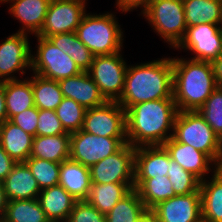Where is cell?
Returning <instances> with one entry per match:
<instances>
[{
    "label": "cell",
    "mask_w": 222,
    "mask_h": 222,
    "mask_svg": "<svg viewBox=\"0 0 222 222\" xmlns=\"http://www.w3.org/2000/svg\"><path fill=\"white\" fill-rule=\"evenodd\" d=\"M38 50L31 57L34 74L44 78L60 81L80 74L82 71L72 58L56 47L48 38L37 36Z\"/></svg>",
    "instance_id": "9"
},
{
    "label": "cell",
    "mask_w": 222,
    "mask_h": 222,
    "mask_svg": "<svg viewBox=\"0 0 222 222\" xmlns=\"http://www.w3.org/2000/svg\"><path fill=\"white\" fill-rule=\"evenodd\" d=\"M7 120L35 106L30 80L4 81Z\"/></svg>",
    "instance_id": "27"
},
{
    "label": "cell",
    "mask_w": 222,
    "mask_h": 222,
    "mask_svg": "<svg viewBox=\"0 0 222 222\" xmlns=\"http://www.w3.org/2000/svg\"><path fill=\"white\" fill-rule=\"evenodd\" d=\"M171 186L172 184L167 176L152 179H134V189L147 210H151L161 201L175 196Z\"/></svg>",
    "instance_id": "29"
},
{
    "label": "cell",
    "mask_w": 222,
    "mask_h": 222,
    "mask_svg": "<svg viewBox=\"0 0 222 222\" xmlns=\"http://www.w3.org/2000/svg\"><path fill=\"white\" fill-rule=\"evenodd\" d=\"M143 15L155 31L175 48L185 37L187 24L183 0H152Z\"/></svg>",
    "instance_id": "6"
},
{
    "label": "cell",
    "mask_w": 222,
    "mask_h": 222,
    "mask_svg": "<svg viewBox=\"0 0 222 222\" xmlns=\"http://www.w3.org/2000/svg\"><path fill=\"white\" fill-rule=\"evenodd\" d=\"M30 158L56 163L70 159V134L33 137Z\"/></svg>",
    "instance_id": "24"
},
{
    "label": "cell",
    "mask_w": 222,
    "mask_h": 222,
    "mask_svg": "<svg viewBox=\"0 0 222 222\" xmlns=\"http://www.w3.org/2000/svg\"><path fill=\"white\" fill-rule=\"evenodd\" d=\"M37 199L50 222H66L77 202L59 184L42 189Z\"/></svg>",
    "instance_id": "20"
},
{
    "label": "cell",
    "mask_w": 222,
    "mask_h": 222,
    "mask_svg": "<svg viewBox=\"0 0 222 222\" xmlns=\"http://www.w3.org/2000/svg\"><path fill=\"white\" fill-rule=\"evenodd\" d=\"M7 120L5 93H4V81L0 80V125Z\"/></svg>",
    "instance_id": "44"
},
{
    "label": "cell",
    "mask_w": 222,
    "mask_h": 222,
    "mask_svg": "<svg viewBox=\"0 0 222 222\" xmlns=\"http://www.w3.org/2000/svg\"><path fill=\"white\" fill-rule=\"evenodd\" d=\"M14 2L9 11L17 19L24 24L23 28L18 31L26 33L30 32L37 35L43 27L49 0H7ZM27 29V30H25Z\"/></svg>",
    "instance_id": "23"
},
{
    "label": "cell",
    "mask_w": 222,
    "mask_h": 222,
    "mask_svg": "<svg viewBox=\"0 0 222 222\" xmlns=\"http://www.w3.org/2000/svg\"><path fill=\"white\" fill-rule=\"evenodd\" d=\"M135 149L126 143L116 153L91 166L92 184L134 183Z\"/></svg>",
    "instance_id": "11"
},
{
    "label": "cell",
    "mask_w": 222,
    "mask_h": 222,
    "mask_svg": "<svg viewBox=\"0 0 222 222\" xmlns=\"http://www.w3.org/2000/svg\"><path fill=\"white\" fill-rule=\"evenodd\" d=\"M146 210L139 194L132 189L105 215L106 222H137Z\"/></svg>",
    "instance_id": "33"
},
{
    "label": "cell",
    "mask_w": 222,
    "mask_h": 222,
    "mask_svg": "<svg viewBox=\"0 0 222 222\" xmlns=\"http://www.w3.org/2000/svg\"><path fill=\"white\" fill-rule=\"evenodd\" d=\"M132 189L134 183L91 184L86 201L106 215Z\"/></svg>",
    "instance_id": "26"
},
{
    "label": "cell",
    "mask_w": 222,
    "mask_h": 222,
    "mask_svg": "<svg viewBox=\"0 0 222 222\" xmlns=\"http://www.w3.org/2000/svg\"><path fill=\"white\" fill-rule=\"evenodd\" d=\"M38 114L39 109L34 106L14 115L10 121L20 127L23 131L35 137L37 136Z\"/></svg>",
    "instance_id": "40"
},
{
    "label": "cell",
    "mask_w": 222,
    "mask_h": 222,
    "mask_svg": "<svg viewBox=\"0 0 222 222\" xmlns=\"http://www.w3.org/2000/svg\"><path fill=\"white\" fill-rule=\"evenodd\" d=\"M63 97L71 98L86 109L104 104L107 100L88 72L58 81Z\"/></svg>",
    "instance_id": "17"
},
{
    "label": "cell",
    "mask_w": 222,
    "mask_h": 222,
    "mask_svg": "<svg viewBox=\"0 0 222 222\" xmlns=\"http://www.w3.org/2000/svg\"><path fill=\"white\" fill-rule=\"evenodd\" d=\"M126 143L127 138L101 137L79 130L70 134V159L90 168Z\"/></svg>",
    "instance_id": "7"
},
{
    "label": "cell",
    "mask_w": 222,
    "mask_h": 222,
    "mask_svg": "<svg viewBox=\"0 0 222 222\" xmlns=\"http://www.w3.org/2000/svg\"><path fill=\"white\" fill-rule=\"evenodd\" d=\"M115 16L112 14H85L76 28V35L94 56L120 52L122 34Z\"/></svg>",
    "instance_id": "4"
},
{
    "label": "cell",
    "mask_w": 222,
    "mask_h": 222,
    "mask_svg": "<svg viewBox=\"0 0 222 222\" xmlns=\"http://www.w3.org/2000/svg\"><path fill=\"white\" fill-rule=\"evenodd\" d=\"M127 65L120 52L93 57L87 71L107 101H117L123 92Z\"/></svg>",
    "instance_id": "8"
},
{
    "label": "cell",
    "mask_w": 222,
    "mask_h": 222,
    "mask_svg": "<svg viewBox=\"0 0 222 222\" xmlns=\"http://www.w3.org/2000/svg\"><path fill=\"white\" fill-rule=\"evenodd\" d=\"M8 201L37 199L41 191L37 180L25 162L17 163L3 181Z\"/></svg>",
    "instance_id": "19"
},
{
    "label": "cell",
    "mask_w": 222,
    "mask_h": 222,
    "mask_svg": "<svg viewBox=\"0 0 222 222\" xmlns=\"http://www.w3.org/2000/svg\"><path fill=\"white\" fill-rule=\"evenodd\" d=\"M172 138L205 153L217 167L221 140L197 111H178Z\"/></svg>",
    "instance_id": "5"
},
{
    "label": "cell",
    "mask_w": 222,
    "mask_h": 222,
    "mask_svg": "<svg viewBox=\"0 0 222 222\" xmlns=\"http://www.w3.org/2000/svg\"><path fill=\"white\" fill-rule=\"evenodd\" d=\"M30 82L35 106L38 109L55 111L63 99L58 81L35 74Z\"/></svg>",
    "instance_id": "31"
},
{
    "label": "cell",
    "mask_w": 222,
    "mask_h": 222,
    "mask_svg": "<svg viewBox=\"0 0 222 222\" xmlns=\"http://www.w3.org/2000/svg\"><path fill=\"white\" fill-rule=\"evenodd\" d=\"M178 113L174 99H159L130 106L126 110V137L132 147L163 145L173 134ZM171 128V129H170Z\"/></svg>",
    "instance_id": "1"
},
{
    "label": "cell",
    "mask_w": 222,
    "mask_h": 222,
    "mask_svg": "<svg viewBox=\"0 0 222 222\" xmlns=\"http://www.w3.org/2000/svg\"><path fill=\"white\" fill-rule=\"evenodd\" d=\"M27 34L18 32L0 44V78H3L0 80H17L11 73L22 70L21 74H24V68L31 67L32 55Z\"/></svg>",
    "instance_id": "14"
},
{
    "label": "cell",
    "mask_w": 222,
    "mask_h": 222,
    "mask_svg": "<svg viewBox=\"0 0 222 222\" xmlns=\"http://www.w3.org/2000/svg\"><path fill=\"white\" fill-rule=\"evenodd\" d=\"M216 169L222 171V140H221V151H220L219 161H218Z\"/></svg>",
    "instance_id": "47"
},
{
    "label": "cell",
    "mask_w": 222,
    "mask_h": 222,
    "mask_svg": "<svg viewBox=\"0 0 222 222\" xmlns=\"http://www.w3.org/2000/svg\"><path fill=\"white\" fill-rule=\"evenodd\" d=\"M33 136L6 120L0 125V145L17 163L30 158Z\"/></svg>",
    "instance_id": "22"
},
{
    "label": "cell",
    "mask_w": 222,
    "mask_h": 222,
    "mask_svg": "<svg viewBox=\"0 0 222 222\" xmlns=\"http://www.w3.org/2000/svg\"><path fill=\"white\" fill-rule=\"evenodd\" d=\"M69 134L65 131L62 123L54 110L39 109L37 136H54Z\"/></svg>",
    "instance_id": "38"
},
{
    "label": "cell",
    "mask_w": 222,
    "mask_h": 222,
    "mask_svg": "<svg viewBox=\"0 0 222 222\" xmlns=\"http://www.w3.org/2000/svg\"><path fill=\"white\" fill-rule=\"evenodd\" d=\"M169 169L170 155L162 145L136 147L134 179L167 176Z\"/></svg>",
    "instance_id": "16"
},
{
    "label": "cell",
    "mask_w": 222,
    "mask_h": 222,
    "mask_svg": "<svg viewBox=\"0 0 222 222\" xmlns=\"http://www.w3.org/2000/svg\"><path fill=\"white\" fill-rule=\"evenodd\" d=\"M170 158L178 163L184 170L191 172L200 181H203L205 173L210 171L209 163L213 161L203 152L196 150L187 144L175 141L170 137L163 145Z\"/></svg>",
    "instance_id": "18"
},
{
    "label": "cell",
    "mask_w": 222,
    "mask_h": 222,
    "mask_svg": "<svg viewBox=\"0 0 222 222\" xmlns=\"http://www.w3.org/2000/svg\"><path fill=\"white\" fill-rule=\"evenodd\" d=\"M173 98L172 58L129 66L125 75L124 89L117 100L122 108L142 102Z\"/></svg>",
    "instance_id": "2"
},
{
    "label": "cell",
    "mask_w": 222,
    "mask_h": 222,
    "mask_svg": "<svg viewBox=\"0 0 222 222\" xmlns=\"http://www.w3.org/2000/svg\"><path fill=\"white\" fill-rule=\"evenodd\" d=\"M222 140V86H218L197 111Z\"/></svg>",
    "instance_id": "37"
},
{
    "label": "cell",
    "mask_w": 222,
    "mask_h": 222,
    "mask_svg": "<svg viewBox=\"0 0 222 222\" xmlns=\"http://www.w3.org/2000/svg\"><path fill=\"white\" fill-rule=\"evenodd\" d=\"M187 27L222 24V0H183Z\"/></svg>",
    "instance_id": "28"
},
{
    "label": "cell",
    "mask_w": 222,
    "mask_h": 222,
    "mask_svg": "<svg viewBox=\"0 0 222 222\" xmlns=\"http://www.w3.org/2000/svg\"><path fill=\"white\" fill-rule=\"evenodd\" d=\"M25 163L30 168L41 190L59 184L61 163L39 158H29Z\"/></svg>",
    "instance_id": "35"
},
{
    "label": "cell",
    "mask_w": 222,
    "mask_h": 222,
    "mask_svg": "<svg viewBox=\"0 0 222 222\" xmlns=\"http://www.w3.org/2000/svg\"><path fill=\"white\" fill-rule=\"evenodd\" d=\"M8 199L6 197L3 182H0V221L3 219L6 208H7Z\"/></svg>",
    "instance_id": "45"
},
{
    "label": "cell",
    "mask_w": 222,
    "mask_h": 222,
    "mask_svg": "<svg viewBox=\"0 0 222 222\" xmlns=\"http://www.w3.org/2000/svg\"><path fill=\"white\" fill-rule=\"evenodd\" d=\"M173 98L178 111H198L218 87L210 61L172 58Z\"/></svg>",
    "instance_id": "3"
},
{
    "label": "cell",
    "mask_w": 222,
    "mask_h": 222,
    "mask_svg": "<svg viewBox=\"0 0 222 222\" xmlns=\"http://www.w3.org/2000/svg\"><path fill=\"white\" fill-rule=\"evenodd\" d=\"M66 222H106V216L86 200H82L76 202Z\"/></svg>",
    "instance_id": "39"
},
{
    "label": "cell",
    "mask_w": 222,
    "mask_h": 222,
    "mask_svg": "<svg viewBox=\"0 0 222 222\" xmlns=\"http://www.w3.org/2000/svg\"><path fill=\"white\" fill-rule=\"evenodd\" d=\"M151 211L159 222H197L202 217L200 192L175 195L161 201Z\"/></svg>",
    "instance_id": "15"
},
{
    "label": "cell",
    "mask_w": 222,
    "mask_h": 222,
    "mask_svg": "<svg viewBox=\"0 0 222 222\" xmlns=\"http://www.w3.org/2000/svg\"><path fill=\"white\" fill-rule=\"evenodd\" d=\"M16 164L17 162L13 160L0 145V182L5 180Z\"/></svg>",
    "instance_id": "41"
},
{
    "label": "cell",
    "mask_w": 222,
    "mask_h": 222,
    "mask_svg": "<svg viewBox=\"0 0 222 222\" xmlns=\"http://www.w3.org/2000/svg\"><path fill=\"white\" fill-rule=\"evenodd\" d=\"M177 47L194 52L196 56L192 59L211 62L222 53V28L209 23L187 27L185 37Z\"/></svg>",
    "instance_id": "13"
},
{
    "label": "cell",
    "mask_w": 222,
    "mask_h": 222,
    "mask_svg": "<svg viewBox=\"0 0 222 222\" xmlns=\"http://www.w3.org/2000/svg\"><path fill=\"white\" fill-rule=\"evenodd\" d=\"M48 39L61 51L68 54L81 71L87 72L89 70L94 55L80 41L75 32L55 34Z\"/></svg>",
    "instance_id": "30"
},
{
    "label": "cell",
    "mask_w": 222,
    "mask_h": 222,
    "mask_svg": "<svg viewBox=\"0 0 222 222\" xmlns=\"http://www.w3.org/2000/svg\"><path fill=\"white\" fill-rule=\"evenodd\" d=\"M85 1H50L43 27L36 36L48 38L55 34L75 32L86 14Z\"/></svg>",
    "instance_id": "12"
},
{
    "label": "cell",
    "mask_w": 222,
    "mask_h": 222,
    "mask_svg": "<svg viewBox=\"0 0 222 222\" xmlns=\"http://www.w3.org/2000/svg\"><path fill=\"white\" fill-rule=\"evenodd\" d=\"M211 65L218 86H222V53L211 61Z\"/></svg>",
    "instance_id": "43"
},
{
    "label": "cell",
    "mask_w": 222,
    "mask_h": 222,
    "mask_svg": "<svg viewBox=\"0 0 222 222\" xmlns=\"http://www.w3.org/2000/svg\"><path fill=\"white\" fill-rule=\"evenodd\" d=\"M197 222H209V221L201 217Z\"/></svg>",
    "instance_id": "48"
},
{
    "label": "cell",
    "mask_w": 222,
    "mask_h": 222,
    "mask_svg": "<svg viewBox=\"0 0 222 222\" xmlns=\"http://www.w3.org/2000/svg\"><path fill=\"white\" fill-rule=\"evenodd\" d=\"M152 0H117V6L121 11L128 12L139 6L143 7V13L148 9Z\"/></svg>",
    "instance_id": "42"
},
{
    "label": "cell",
    "mask_w": 222,
    "mask_h": 222,
    "mask_svg": "<svg viewBox=\"0 0 222 222\" xmlns=\"http://www.w3.org/2000/svg\"><path fill=\"white\" fill-rule=\"evenodd\" d=\"M96 136L110 138L126 137V110L117 101L86 110L82 129Z\"/></svg>",
    "instance_id": "10"
},
{
    "label": "cell",
    "mask_w": 222,
    "mask_h": 222,
    "mask_svg": "<svg viewBox=\"0 0 222 222\" xmlns=\"http://www.w3.org/2000/svg\"><path fill=\"white\" fill-rule=\"evenodd\" d=\"M86 110L73 99L63 97L55 112L65 131L71 134L82 129Z\"/></svg>",
    "instance_id": "34"
},
{
    "label": "cell",
    "mask_w": 222,
    "mask_h": 222,
    "mask_svg": "<svg viewBox=\"0 0 222 222\" xmlns=\"http://www.w3.org/2000/svg\"><path fill=\"white\" fill-rule=\"evenodd\" d=\"M175 195H187L200 192V180L191 172L184 170L178 163L170 158V169L167 174Z\"/></svg>",
    "instance_id": "36"
},
{
    "label": "cell",
    "mask_w": 222,
    "mask_h": 222,
    "mask_svg": "<svg viewBox=\"0 0 222 222\" xmlns=\"http://www.w3.org/2000/svg\"><path fill=\"white\" fill-rule=\"evenodd\" d=\"M137 222H159L157 216L151 211L146 210Z\"/></svg>",
    "instance_id": "46"
},
{
    "label": "cell",
    "mask_w": 222,
    "mask_h": 222,
    "mask_svg": "<svg viewBox=\"0 0 222 222\" xmlns=\"http://www.w3.org/2000/svg\"><path fill=\"white\" fill-rule=\"evenodd\" d=\"M1 222H50L38 199L8 201Z\"/></svg>",
    "instance_id": "32"
},
{
    "label": "cell",
    "mask_w": 222,
    "mask_h": 222,
    "mask_svg": "<svg viewBox=\"0 0 222 222\" xmlns=\"http://www.w3.org/2000/svg\"><path fill=\"white\" fill-rule=\"evenodd\" d=\"M211 180L200 182L201 216L209 222H222V171L216 169Z\"/></svg>",
    "instance_id": "25"
},
{
    "label": "cell",
    "mask_w": 222,
    "mask_h": 222,
    "mask_svg": "<svg viewBox=\"0 0 222 222\" xmlns=\"http://www.w3.org/2000/svg\"><path fill=\"white\" fill-rule=\"evenodd\" d=\"M92 181L88 167L67 159L60 164L59 185L77 201L86 200Z\"/></svg>",
    "instance_id": "21"
}]
</instances>
